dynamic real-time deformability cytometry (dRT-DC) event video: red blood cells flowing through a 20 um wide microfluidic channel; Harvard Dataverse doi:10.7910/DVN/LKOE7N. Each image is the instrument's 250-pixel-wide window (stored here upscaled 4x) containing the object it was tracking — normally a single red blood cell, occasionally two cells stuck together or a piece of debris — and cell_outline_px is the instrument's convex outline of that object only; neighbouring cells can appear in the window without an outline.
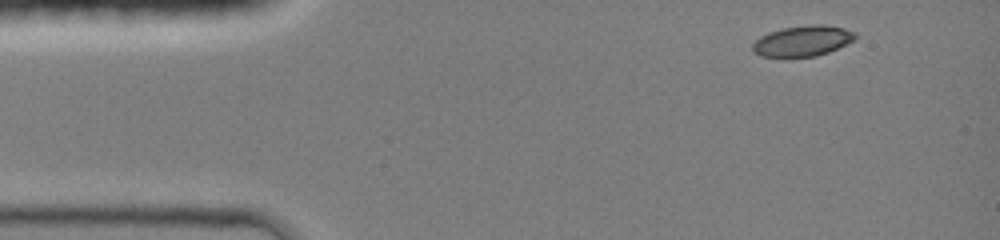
{"species": "common noctule bat (a hibernating species)", "species_latin": "Nyctalus noctula", "temperature_condition": "room temperature", "stored_images_in_passage": 3, "camera_frame_rate_fps": 3000, "um_per_image_px": 0.085, "animal": {"sex": "female", "body_mass_g": 19.0, "forearm_length_mm": 51.5}, "frame": {"image": 1, "passage_image": 1, "time_ms": 0.0, "image_size_px": [1000, 240], "cell_outline_px": [[856, 36], [852, 40], [828, 52], [816, 56], [760, 56], [752, 52], [752, 44], [760, 36], [768, 32], [784, 28], [812, 24], [824, 24], [844, 28], [856, 32]], "centroid_in_image_um": [68.19, 3.46], "position_along_channel_um": 16.8, "area_um2": 18.09}}